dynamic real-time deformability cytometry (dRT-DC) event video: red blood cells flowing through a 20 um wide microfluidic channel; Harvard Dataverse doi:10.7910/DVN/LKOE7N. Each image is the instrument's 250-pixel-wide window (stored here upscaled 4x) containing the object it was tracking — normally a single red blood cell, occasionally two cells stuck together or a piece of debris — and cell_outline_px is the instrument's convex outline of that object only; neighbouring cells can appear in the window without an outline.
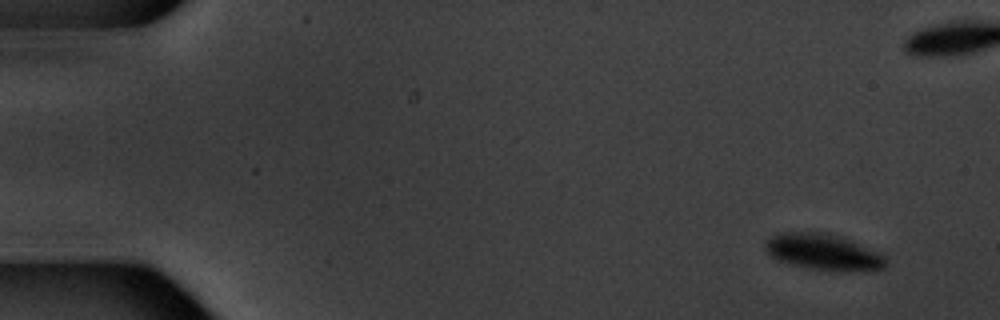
{"species": "common noctule bat (a hibernating species)", "species_latin": "Nyctalus noctula", "temperature_condition": "warm", "stored_images_in_passage": 6, "camera_frame_rate_fps": 3000, "um_per_image_px": 0.085, "animal": {"sex": "male", "body_mass_g": 20.1, "forearm_length_mm": 53.5}, "frame": {"image": 1, "passage_image": 1, "time_ms": 0.0, "image_size_px": [1000, 320], "cell_outline_px": [[884, 268], [852, 272], [812, 268], [792, 264], [776, 260], [764, 248], [764, 240], [772, 236], [784, 232], [820, 232], [840, 236], [880, 252], [884, 256]], "centroid_in_image_um": [69.96, 21.41], "position_along_channel_um": 15.0, "area_um2": 25.14}}